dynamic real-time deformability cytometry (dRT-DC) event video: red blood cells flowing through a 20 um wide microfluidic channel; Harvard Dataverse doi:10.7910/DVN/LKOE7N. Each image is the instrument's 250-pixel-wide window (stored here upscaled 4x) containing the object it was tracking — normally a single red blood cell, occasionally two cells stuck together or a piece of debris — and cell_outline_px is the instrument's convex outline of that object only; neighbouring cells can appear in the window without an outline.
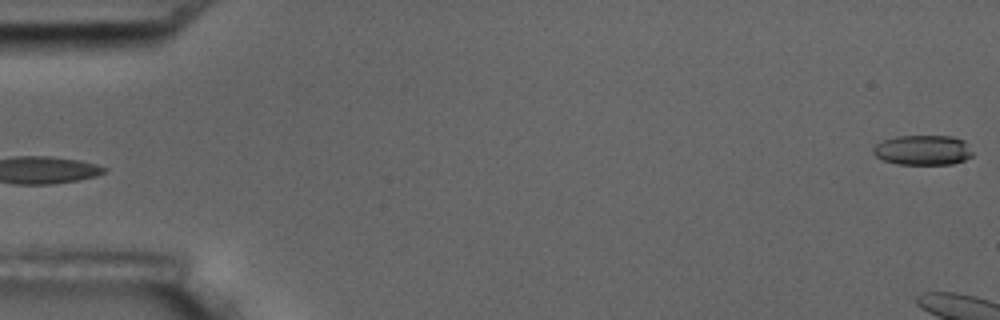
{"species": "common noctule bat (a hibernating species)", "species_latin": "Nyctalus noctula", "temperature_condition": "room temperature", "stored_images_in_passage": 5, "segment_of_instrument_passage": [2, 2], "camera_frame_rate_fps": 3000, "um_per_image_px": 0.085, "animal": {"sex": "male", "body_mass_g": 17.5, "forearm_length_mm": 52.3}, "frame": {"image": 1, "passage_image": 5, "time_ms": 4.667, "image_size_px": [1000, 320], "cell_outline_px": [[972, 156], [964, 160], [952, 164], [896, 164], [884, 160], [876, 156], [872, 152], [872, 148], [876, 144], [884, 140], [896, 136], [952, 136], [964, 140], [972, 152]], "centroid_in_image_um": [78.43, 12.76], "position_along_channel_um": 6.6, "area_um2": 17.34}}